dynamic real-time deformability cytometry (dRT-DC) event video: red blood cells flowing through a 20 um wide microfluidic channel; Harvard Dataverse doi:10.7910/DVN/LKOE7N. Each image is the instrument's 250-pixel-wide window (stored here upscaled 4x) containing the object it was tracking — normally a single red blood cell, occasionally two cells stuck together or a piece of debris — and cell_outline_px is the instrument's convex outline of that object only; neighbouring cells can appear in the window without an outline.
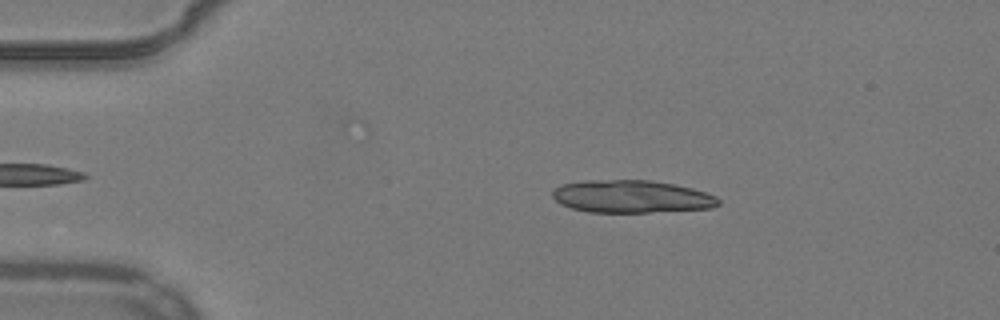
{"species": "common noctule bat (a hibernating species)", "species_latin": "Nyctalus noctula", "temperature_condition": "warm", "stored_images_in_passage": 36, "segment_of_instrument_passage": [1, 2], "camera_frame_rate_fps": 3000, "um_per_image_px": 0.085, "animal": {"sex": "male", "body_mass_g": 19.2, "forearm_length_mm": 51.8}, "frame": {"image": 1, "passage_image": 5, "time_ms": 1.333, "image_size_px": [1000, 320], "cell_outline_px": [[720, 204], [712, 208], [648, 212], [588, 212], [572, 208], [560, 204], [552, 196], [552, 188], [560, 184], [584, 180], [648, 180], [672, 184], [692, 188], [716, 196], [720, 200]], "centroid_in_image_um": [53.63, 16.7], "position_along_channel_um": 31.4, "area_um2": 31.62}}